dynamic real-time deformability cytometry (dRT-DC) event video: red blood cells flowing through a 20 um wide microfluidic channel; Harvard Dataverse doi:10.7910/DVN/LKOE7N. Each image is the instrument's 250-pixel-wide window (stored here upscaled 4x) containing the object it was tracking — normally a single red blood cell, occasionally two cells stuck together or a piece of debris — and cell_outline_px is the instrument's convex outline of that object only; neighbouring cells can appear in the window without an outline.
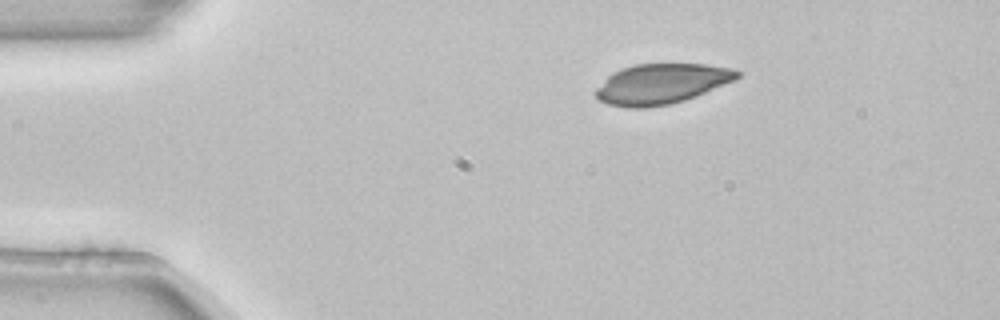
{"species": "common noctule bat (a hibernating species)", "species_latin": "Nyctalus noctula", "temperature_condition": "room temperature", "stored_images_in_passage": 2, "camera_frame_rate_fps": 3000, "um_per_image_px": 0.085, "animal": {"sex": "female", "body_mass_g": 22.7, "forearm_length_mm": 54.2}, "frame": {"image": 1, "passage_image": 1, "time_ms": 0.0, "image_size_px": [1000, 320], "cell_outline_px": [[740, 76], [736, 80], [696, 96], [684, 100], [668, 104], [644, 108], [628, 108], [608, 104], [600, 100], [596, 96], [596, 88], [612, 72], [620, 68], [636, 64], [708, 64], [732, 68], [740, 72]], "centroid_in_image_um": [56.24, 7.12], "position_along_channel_um": 28.8, "area_um2": 33.18}}